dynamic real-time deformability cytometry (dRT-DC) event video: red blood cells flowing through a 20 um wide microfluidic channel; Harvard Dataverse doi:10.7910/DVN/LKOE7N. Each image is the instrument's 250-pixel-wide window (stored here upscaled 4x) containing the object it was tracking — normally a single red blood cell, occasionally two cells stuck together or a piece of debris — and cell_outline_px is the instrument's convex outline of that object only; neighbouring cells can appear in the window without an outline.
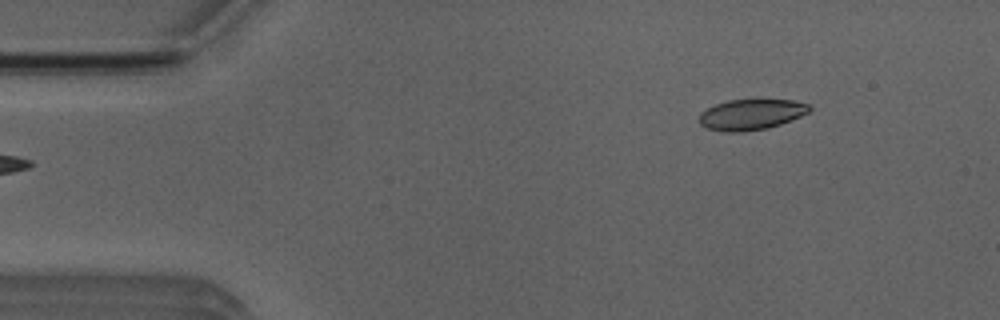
{"species": "Egyptian fruit bat (a non-hibernating species)", "species_latin": "Rousettus aegyptiacus", "temperature_condition": "room temperature", "stored_images_in_passage": 5, "camera_frame_rate_fps": 3000, "um_per_image_px": 0.085, "animal": {"sex": "male"}, "frame": {"image": 1, "passage_image": 1, "time_ms": 0.0, "image_size_px": [1000, 320], "cell_outline_px": [[812, 108], [808, 112], [800, 116], [780, 124], [768, 128], [740, 132], [728, 132], [708, 128], [700, 124], [700, 112], [716, 104], [728, 100], [792, 100], [808, 104]], "centroid_in_image_um": [63.85, 9.73], "position_along_channel_um": 21.2, "area_um2": 19.42}}